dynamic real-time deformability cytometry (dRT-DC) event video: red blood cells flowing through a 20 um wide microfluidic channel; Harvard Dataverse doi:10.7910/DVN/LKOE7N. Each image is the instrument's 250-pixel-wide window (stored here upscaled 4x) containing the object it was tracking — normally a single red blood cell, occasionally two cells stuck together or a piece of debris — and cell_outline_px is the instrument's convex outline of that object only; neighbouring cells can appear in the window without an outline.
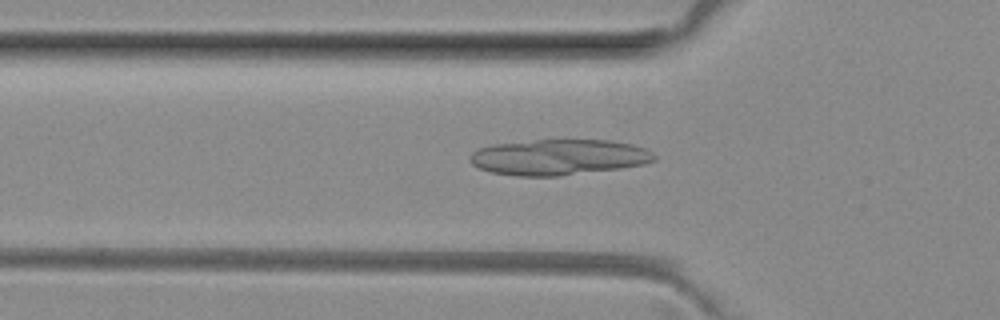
{"species": "common noctule bat (a hibernating species)", "species_latin": "Nyctalus noctula", "temperature_condition": "room temperature", "stored_images_in_passage": 51, "camera_frame_rate_fps": 3000, "um_per_image_px": 0.085, "animal": {"sex": "female", "body_mass_g": 29.2, "forearm_length_mm": 56.3}, "frame": {"image": 1, "passage_image": 17, "time_ms": 5.333, "image_size_px": [1000, 320], "cell_outline_px": [[656, 160], [644, 164], [620, 168], [560, 176], [516, 176], [492, 172], [480, 168], [472, 164], [468, 160], [468, 156], [472, 152], [480, 148], [492, 144], [536, 140], [612, 140], [632, 144], [644, 148], [652, 152], [656, 156]], "centroid_in_image_um": [47.48, 13.36], "position_along_channel_um": 78.3, "area_um2": 38.44}}
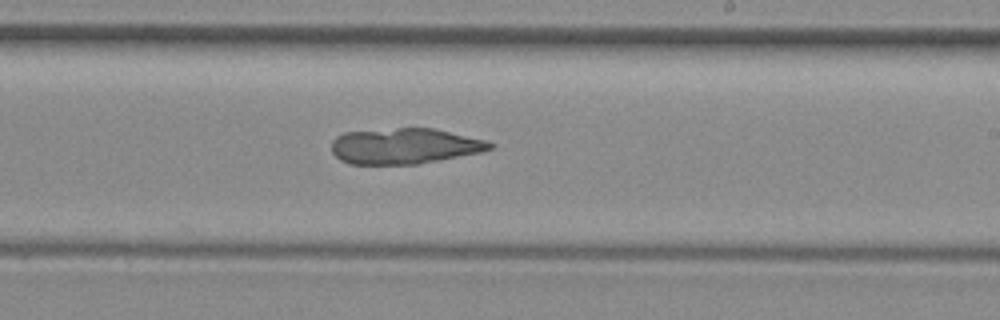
{"frame": {"image": 2, "passage_image": 30, "time_ms": 9.667, "image_size_px": [1000, 320], "cell_outline_px": [[496, 144], [492, 148], [484, 152], [416, 164], [348, 164], [340, 160], [332, 152], [332, 140], [336, 136], [344, 132], [396, 128], [432, 128], [484, 140]], "centroid_in_image_um": [34.37, 12.42], "position_along_channel_um": 254.6, "area_um2": 32.95}}
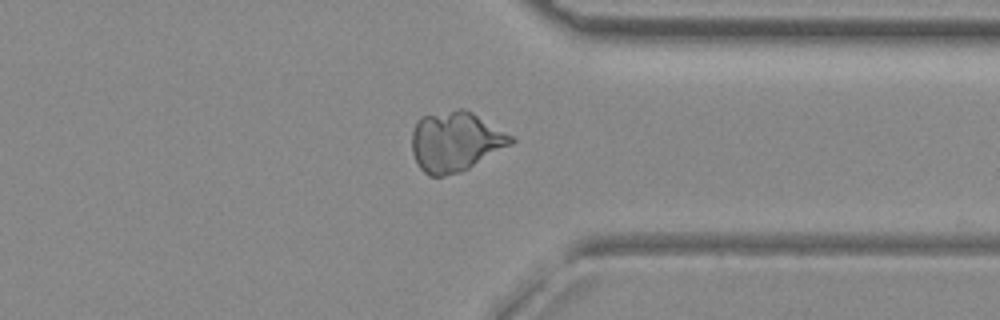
{"frame": {"image": 3, "passage_image": 39, "time_ms": 12.667, "image_size_px": [1000, 320], "cell_outline_px": [[516, 140], [512, 144], [468, 168], [460, 172], [444, 176], [428, 176], [420, 168], [412, 152], [412, 132], [420, 116], [456, 108], [464, 108], [472, 112], [512, 136]], "centroid_in_image_um": [38.69, 12.02], "position_along_channel_um": 372.7, "area_um2": 34.45}}